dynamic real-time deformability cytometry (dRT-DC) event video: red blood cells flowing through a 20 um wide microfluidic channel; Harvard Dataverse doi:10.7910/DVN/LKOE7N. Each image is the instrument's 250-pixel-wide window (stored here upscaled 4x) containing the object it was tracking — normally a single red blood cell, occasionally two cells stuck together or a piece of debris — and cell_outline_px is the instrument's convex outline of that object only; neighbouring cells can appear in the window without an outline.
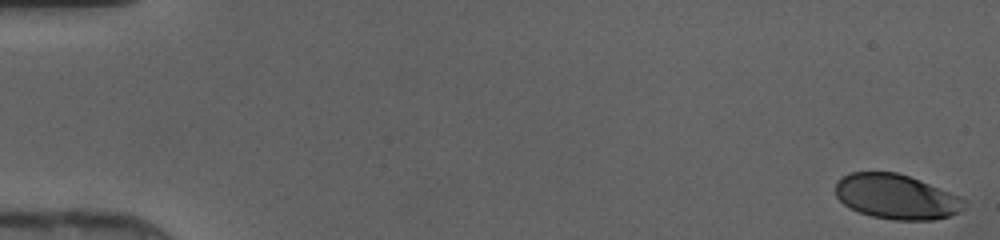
{"species": "human", "species_latin": "Homo sapiens", "temperature_condition": "cold", "stored_images_in_passage": 47, "camera_frame_rate_fps": 3000, "um_per_image_px": 0.085, "donor": {"sex": "female"}, "frame": {"image": 1, "passage_image": 1, "time_ms": 0.0, "image_size_px": [1000, 240], "cell_outline_px": [[968, 200], [964, 208], [960, 212], [936, 220], [892, 220], [872, 216], [860, 212], [844, 204], [836, 196], [836, 180], [848, 172], [896, 172], [908, 176], [960, 196]], "centroid_in_image_um": [76.2, 16.72], "position_along_channel_um": 8.8, "area_um2": 33.7}}
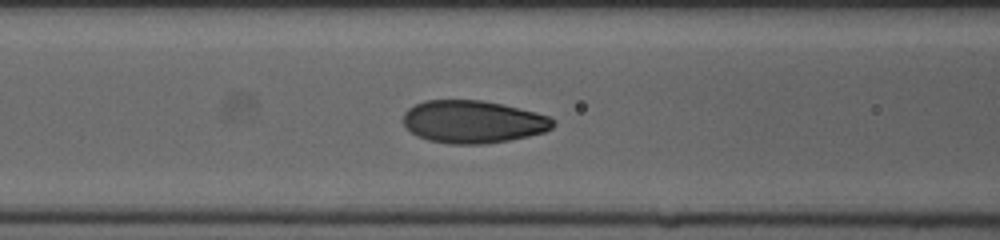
{"frame": {"image": 2, "passage_image": 20, "time_ms": 6.333, "image_size_px": [1000, 240], "cell_outline_px": [[556, 124], [552, 128], [544, 132], [528, 136], [508, 140], [484, 144], [452, 144], [428, 140], [416, 136], [404, 124], [404, 112], [408, 108], [424, 100], [480, 100], [504, 104], [552, 116], [556, 120]], "centroid_in_image_um": [40.25, 10.34], "position_along_channel_um": 126.4, "area_um2": 37.45}}
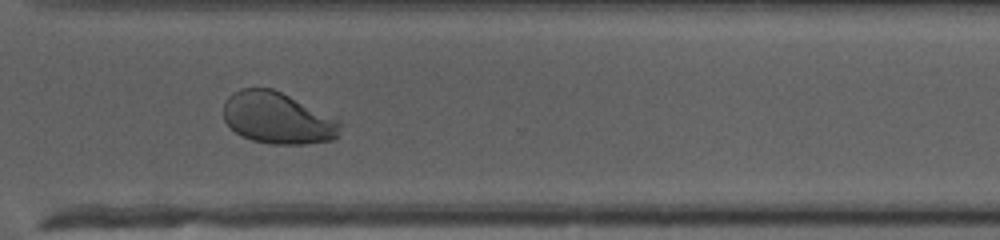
{"frame": {"image": 3, "passage_image": 35, "time_ms": 11.333, "image_size_px": [1000, 240], "cell_outline_px": [[344, 124], [336, 136], [332, 140], [304, 144], [272, 144], [252, 140], [236, 132], [224, 120], [224, 100], [232, 92], [240, 88], [272, 88]], "centroid_in_image_um": [23.54, 10.04], "position_along_channel_um": 347.1, "area_um2": 34.45}}